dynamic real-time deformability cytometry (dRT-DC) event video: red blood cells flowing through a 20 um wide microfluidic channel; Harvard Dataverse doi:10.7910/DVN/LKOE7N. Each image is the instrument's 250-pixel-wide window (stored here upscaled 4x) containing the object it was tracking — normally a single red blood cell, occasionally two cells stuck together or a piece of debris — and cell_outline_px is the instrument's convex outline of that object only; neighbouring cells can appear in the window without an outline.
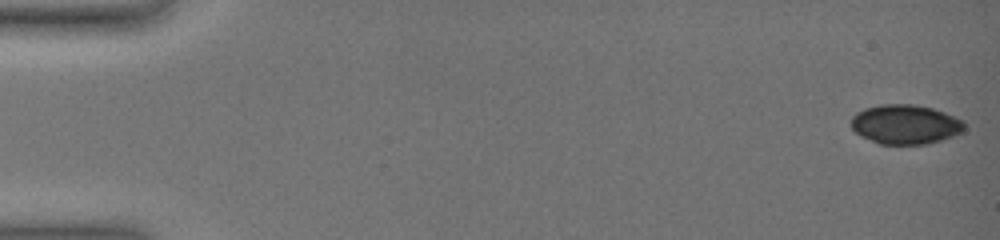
{"species": "common noctule bat (a hibernating species)", "species_latin": "Nyctalus noctula", "temperature_condition": "warm", "stored_images_in_passage": 13, "camera_frame_rate_fps": 3000, "um_per_image_px": 0.085, "animal": {"sex": "female", "body_mass_g": 19.0, "forearm_length_mm": 51.5}, "frame": {"image": 1, "passage_image": 1, "time_ms": 0.0, "image_size_px": [1000, 240], "cell_outline_px": [[964, 128], [960, 132], [952, 136], [928, 144], [880, 144], [860, 136], [852, 128], [852, 116], [856, 112], [864, 108], [880, 104], [912, 104], [932, 108], [944, 112], [964, 120]], "centroid_in_image_um": [76.93, 10.56], "position_along_channel_um": 8.1, "area_um2": 26.01}}
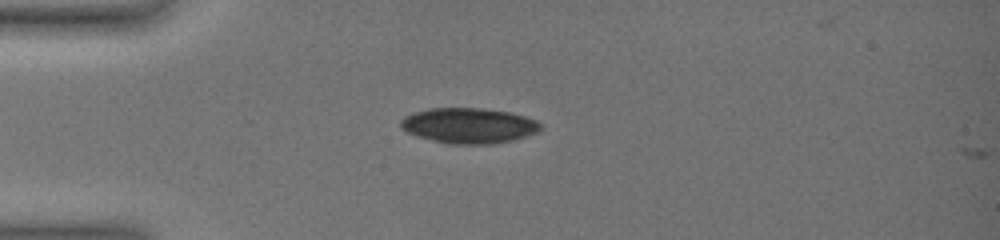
{"frame": {"image": 2, "passage_image": 12, "time_ms": 5.0, "image_size_px": [1000, 240], "cell_outline_px": [[544, 128], [536, 132], [512, 140], [492, 144], [448, 144], [416, 136], [400, 128], [400, 120], [404, 116], [412, 112], [428, 108], [480, 108], [512, 112], [536, 120]], "centroid_in_image_um": [39.81, 10.67], "position_along_channel_um": 45.2, "area_um2": 29.02}}